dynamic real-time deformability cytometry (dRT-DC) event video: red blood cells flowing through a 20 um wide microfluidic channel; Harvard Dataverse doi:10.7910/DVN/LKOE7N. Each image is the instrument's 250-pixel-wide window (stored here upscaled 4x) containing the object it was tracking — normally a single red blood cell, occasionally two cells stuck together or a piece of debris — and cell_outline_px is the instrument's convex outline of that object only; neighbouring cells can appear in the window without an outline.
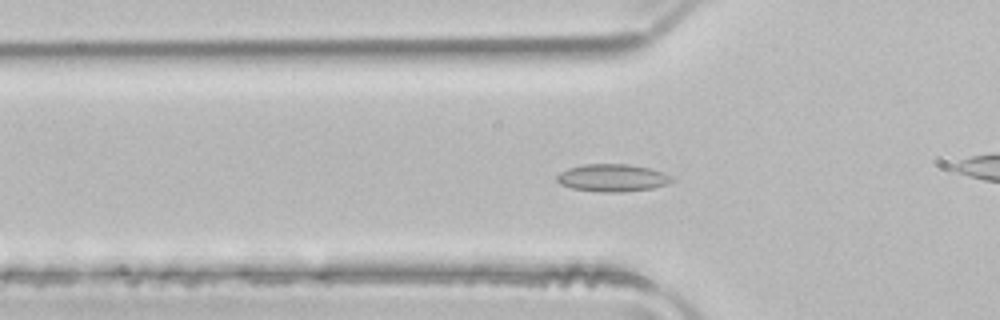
{"species": "common noctule bat (a hibernating species)", "species_latin": "Nyctalus noctula", "temperature_condition": "room temperature", "stored_images_in_passage": 51, "camera_frame_rate_fps": 3000, "um_per_image_px": 0.085, "animal": {"sex": "male", "body_mass_g": 21.5, "forearm_length_mm": 52.0}, "frame": {"image": 1, "passage_image": 16, "time_ms": 5.0, "image_size_px": [1000, 320], "cell_outline_px": [[676, 180], [668, 184], [652, 188], [624, 192], [600, 192], [572, 188], [560, 184], [556, 180], [556, 176], [560, 172], [568, 168], [584, 164], [628, 164], [648, 168], [672, 176]], "centroid_in_image_um": [52.05, 15.12], "position_along_channel_um": 73.7, "area_um2": 18.44}}
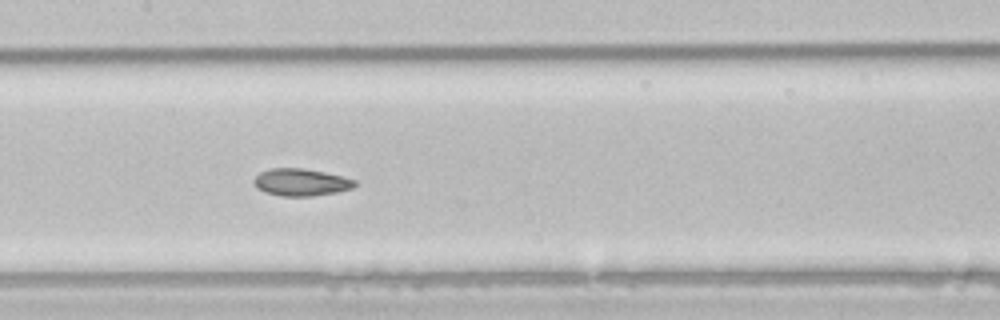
{"frame": {"image": 2, "passage_image": 24, "time_ms": 7.667, "image_size_px": [1000, 320], "cell_outline_px": [[356, 184], [352, 188], [336, 192], [312, 196], [280, 196], [264, 192], [256, 188], [256, 176], [260, 172], [272, 168], [304, 168], [324, 172], [356, 180]], "centroid_in_image_um": [25.58, 15.49], "position_along_channel_um": 181.8, "area_um2": 15.84}}
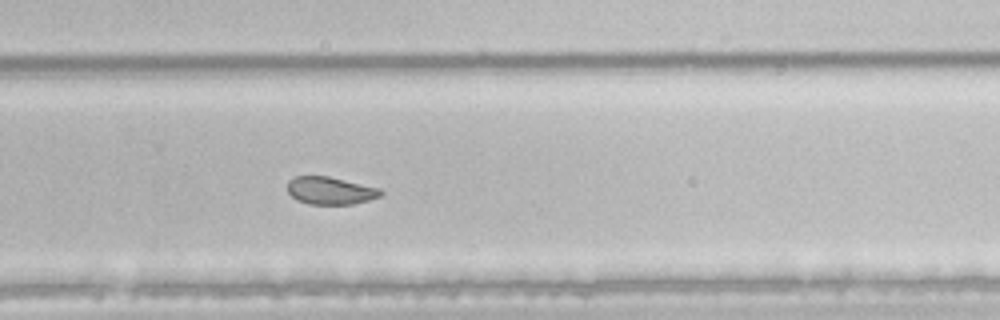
{"frame": {"image": 3, "passage_image": 33, "time_ms": 10.667, "image_size_px": [1000, 320], "cell_outline_px": [[384, 192], [380, 196], [368, 200], [352, 204], [308, 204], [292, 196], [288, 192], [288, 180], [292, 176], [328, 176], [380, 188]], "centroid_in_image_um": [28.08, 16.19], "position_along_channel_um": 301.7, "area_um2": 14.91}, "authors_computed_cell_mechanics": {"area_um2": 18.4382, "velocity_mm_per_s": 4.0231, "shape_relaxation_time_tau1_ms": null, "shape_relaxation_time_tau2_ms": 1.8194, "deformation_change_tau1": null, "deformation_change_tau2": 0.057}}